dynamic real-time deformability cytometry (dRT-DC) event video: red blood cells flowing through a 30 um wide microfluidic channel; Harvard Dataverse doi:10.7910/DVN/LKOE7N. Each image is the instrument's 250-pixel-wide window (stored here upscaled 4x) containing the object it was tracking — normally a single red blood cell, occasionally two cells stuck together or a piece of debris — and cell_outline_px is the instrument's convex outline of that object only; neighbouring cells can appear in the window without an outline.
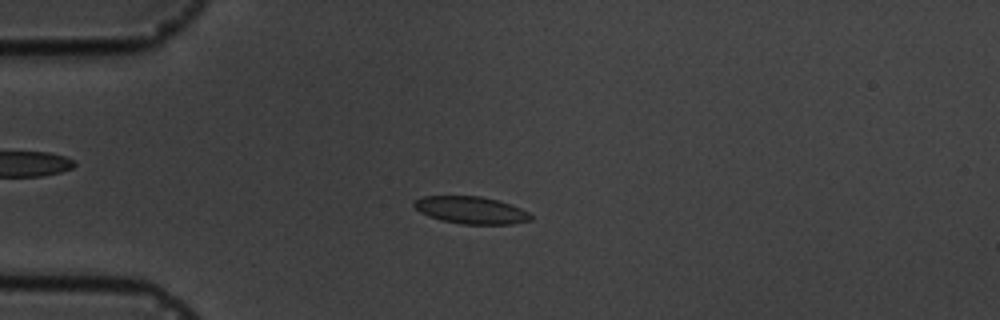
{"species": "common noctule bat (a hibernating species)", "species_latin": "Nyctalus noctula", "temperature_condition": "cold", "stored_images_in_passage": 5, "camera_frame_rate_fps": 3000, "um_per_image_px": 0.085, "animal": {"sex": "male", "body_mass_g": 19.5, "forearm_length_mm": 54.6}, "frame": {"image": 1, "passage_image": 3, "time_ms": 2.667, "image_size_px": [1000, 320], "cell_outline_px": [[532, 220], [512, 224], [464, 224], [440, 220], [428, 216], [420, 212], [412, 204], [416, 200], [424, 196], [480, 196], [500, 200], [512, 204], [528, 212], [532, 216]], "centroid_in_image_um": [40.06, 17.86], "position_along_channel_um": 44.9, "area_um2": 18.61}}
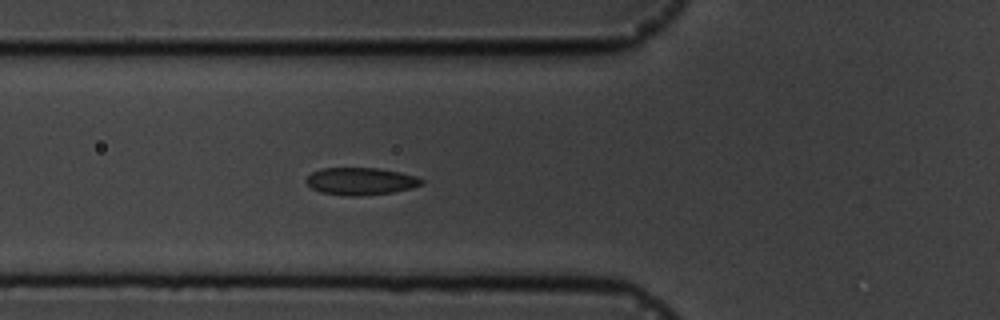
{"frame": {"image": 2, "passage_image": 5, "time_ms": 4.667, "image_size_px": [1000, 320], "cell_outline_px": [[424, 184], [412, 188], [392, 192], [356, 196], [344, 196], [320, 192], [312, 188], [304, 180], [312, 172], [320, 168], [380, 168], [400, 172], [416, 176], [424, 180]], "centroid_in_image_um": [30.66, 15.4], "position_along_channel_um": 95.1, "area_um2": 18.5}}